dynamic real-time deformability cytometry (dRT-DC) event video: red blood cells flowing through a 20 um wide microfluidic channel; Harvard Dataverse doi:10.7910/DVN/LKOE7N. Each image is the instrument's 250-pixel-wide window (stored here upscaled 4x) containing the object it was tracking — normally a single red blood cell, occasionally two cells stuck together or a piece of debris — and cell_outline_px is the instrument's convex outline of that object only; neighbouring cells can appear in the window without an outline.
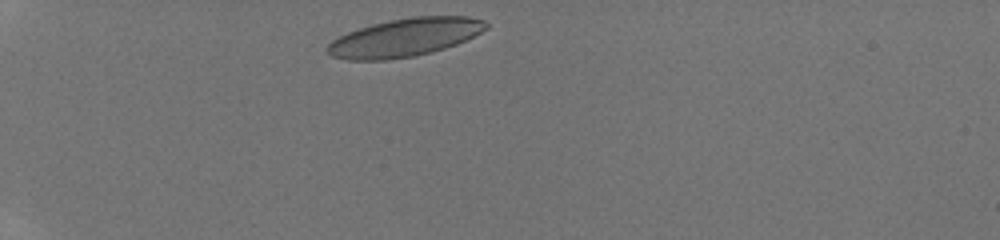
{"species": "human", "species_latin": "Homo sapiens", "temperature_condition": "room temperature", "stored_images_in_passage": 30, "camera_frame_rate_fps": 3000, "um_per_image_px": 0.085, "donor": {"sex": "male"}, "frame": {"image": 1, "passage_image": 1, "time_ms": 0.0, "image_size_px": [1000, 240], "cell_outline_px": [[488, 28], [456, 44], [432, 52], [416, 56], [388, 60], [348, 60], [328, 56], [324, 52], [324, 48], [332, 40], [348, 32], [372, 24], [412, 16], [468, 16], [484, 20], [488, 24]], "centroid_in_image_um": [34.35, 3.2], "position_along_channel_um": 50.6, "area_um2": 35.37}}
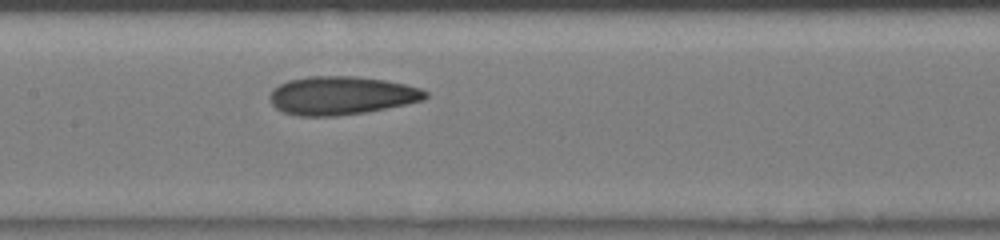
{"frame": {"image": 2, "passage_image": 12, "time_ms": 3.667, "image_size_px": [1000, 240], "cell_outline_px": [[428, 96], [424, 100], [368, 112], [336, 116], [296, 116], [280, 112], [272, 104], [268, 96], [272, 88], [288, 80], [308, 76], [356, 76], [384, 80], [404, 84], [420, 88], [428, 92]], "centroid_in_image_um": [28.98, 8.13], "position_along_channel_um": 178.4, "area_um2": 35.14}}
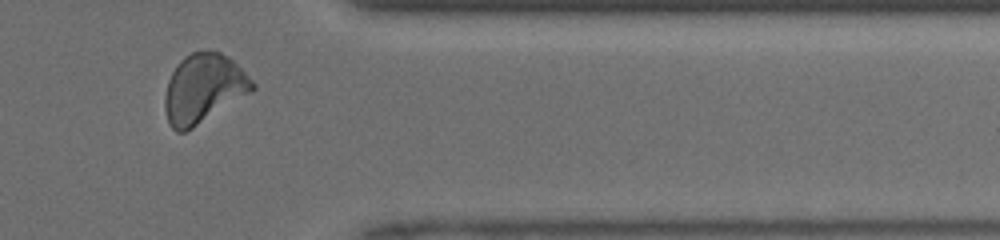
{"frame": {"image": 3, "passage_image": 26, "time_ms": 8.333, "image_size_px": [1000, 240], "cell_outline_px": [[256, 88], [252, 92], [192, 128], [184, 132], [176, 132], [168, 124], [164, 108], [164, 96], [168, 80], [176, 64], [184, 56], [192, 52], [220, 52], [228, 56], [256, 84]], "centroid_in_image_um": [17.27, 7.54], "position_along_channel_um": 394.1, "area_um2": 35.08}}